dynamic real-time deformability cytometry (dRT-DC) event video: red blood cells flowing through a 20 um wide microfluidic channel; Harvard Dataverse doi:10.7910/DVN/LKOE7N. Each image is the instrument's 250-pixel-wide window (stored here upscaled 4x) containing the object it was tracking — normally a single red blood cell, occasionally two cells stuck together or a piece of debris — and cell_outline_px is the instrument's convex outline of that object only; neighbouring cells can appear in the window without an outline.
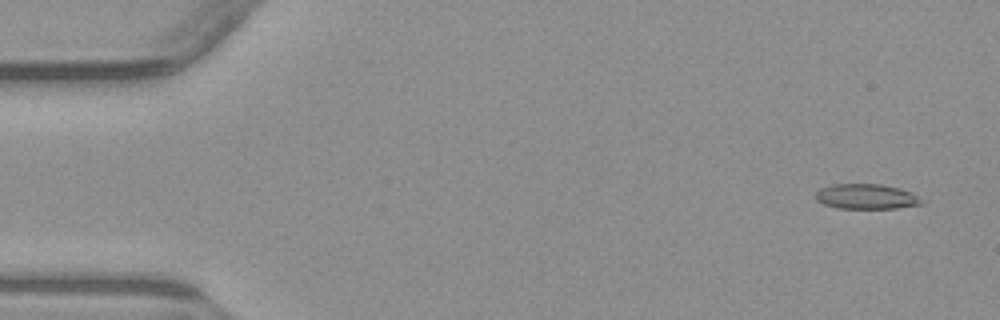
{"species": "common noctule bat (a hibernating species)", "species_latin": "Nyctalus noctula", "temperature_condition": "warm", "stored_images_in_passage": 4, "camera_frame_rate_fps": 3000, "um_per_image_px": 0.085, "animal": {"sex": "male", "body_mass_g": 23.1, "forearm_length_mm": 52.7}, "frame": {"image": 1, "passage_image": 1, "time_ms": 0.0, "image_size_px": [1000, 320], "cell_outline_px": [[924, 204], [896, 208], [840, 208], [824, 204], [816, 200], [816, 192], [820, 188], [832, 184], [880, 184], [900, 188], [912, 192]], "centroid_in_image_um": [73.62, 16.7], "position_along_channel_um": 11.4, "area_um2": 15.37}}
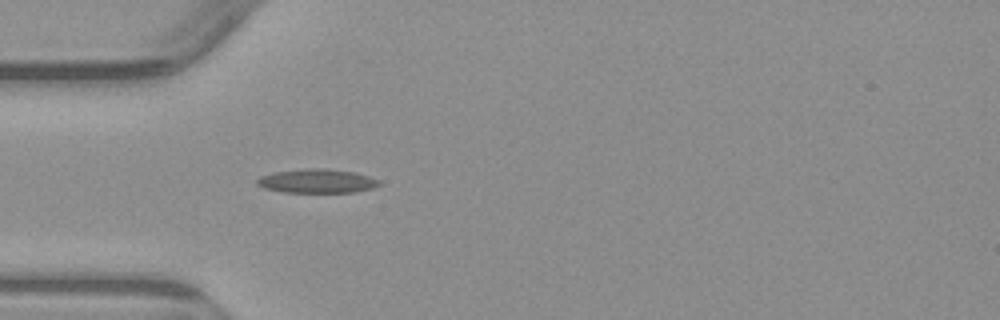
{"frame": {"image": 2, "passage_image": 4, "time_ms": 4.333, "image_size_px": [1000, 320], "cell_outline_px": [[380, 184], [372, 188], [356, 192], [284, 192], [264, 188], [256, 184], [256, 180], [260, 176], [276, 172], [308, 168], [324, 168], [356, 172], [380, 180]], "centroid_in_image_um": [26.95, 15.38], "position_along_channel_um": 58.0, "area_um2": 16.99}}